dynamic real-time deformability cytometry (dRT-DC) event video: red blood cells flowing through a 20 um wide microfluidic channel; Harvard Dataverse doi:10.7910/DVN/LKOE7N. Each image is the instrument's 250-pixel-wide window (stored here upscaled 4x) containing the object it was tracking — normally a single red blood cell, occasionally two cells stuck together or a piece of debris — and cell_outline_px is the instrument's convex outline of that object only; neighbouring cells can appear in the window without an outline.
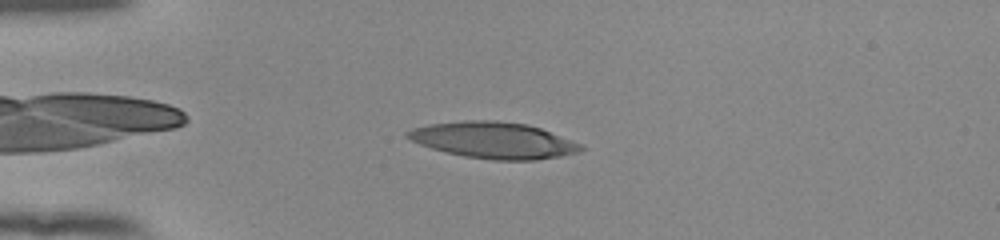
{"species": "human", "species_latin": "Homo sapiens", "temperature_condition": "room temperature", "stored_images_in_passage": 44, "camera_frame_rate_fps": 3000, "um_per_image_px": 0.085, "donor": {"sex": "female"}, "frame": {"image": 1, "passage_image": 5, "time_ms": 1.333, "image_size_px": [1000, 240], "cell_outline_px": [[584, 148], [580, 152], [560, 156], [536, 160], [492, 160], [464, 156], [432, 148], [420, 144], [404, 136], [404, 132], [412, 128], [428, 124], [464, 120], [496, 120], [528, 124], [540, 128], [584, 144]], "centroid_in_image_um": [41.97, 11.91], "position_along_channel_um": 43.0, "area_um2": 36.88}}
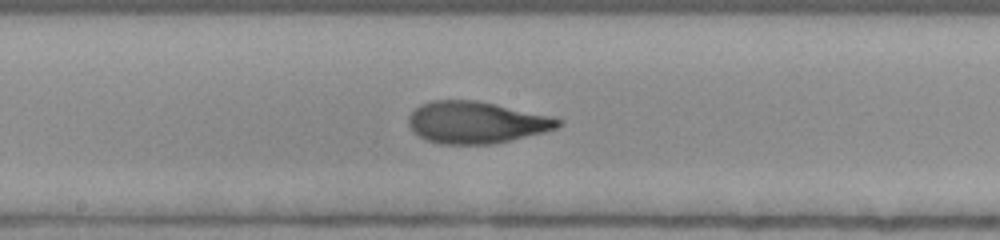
{"frame": {"image": 2, "passage_image": 20, "time_ms": 6.333, "image_size_px": [1000, 240], "cell_outline_px": [[564, 120], [556, 128], [544, 132], [512, 140], [492, 144], [440, 144], [428, 140], [420, 136], [408, 124], [408, 116], [420, 104], [432, 100], [476, 100], [496, 104], [548, 116]], "centroid_in_image_um": [40.46, 10.4], "position_along_channel_um": 207.7, "area_um2": 36.18}}
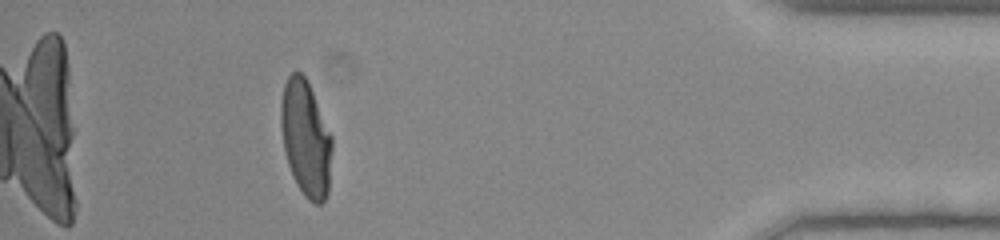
{"frame": {"image": 3, "passage_image": 39, "time_ms": 12.667, "image_size_px": [1000, 240], "cell_outline_px": [[332, 148], [328, 192], [324, 200], [320, 204], [316, 204], [308, 200], [304, 196], [296, 184], [292, 176], [288, 164], [284, 148], [280, 124], [280, 104], [284, 84], [288, 76], [292, 72], [300, 72], [308, 80], [332, 136]], "centroid_in_image_um": [25.98, 11.75], "position_along_channel_um": 409.2, "area_um2": 34.8}, "authors_computed_cell_mechanics": {"area_um2": 35.6915, "velocity_mm_per_s": 3.9271, "shape_relaxation_time_tau1_ms": 9.085, "shape_relaxation_time_tau2_ms": 1.1668, "deformation_change_tau1": 0.32, "deformation_change_tau2": 0.0801}}